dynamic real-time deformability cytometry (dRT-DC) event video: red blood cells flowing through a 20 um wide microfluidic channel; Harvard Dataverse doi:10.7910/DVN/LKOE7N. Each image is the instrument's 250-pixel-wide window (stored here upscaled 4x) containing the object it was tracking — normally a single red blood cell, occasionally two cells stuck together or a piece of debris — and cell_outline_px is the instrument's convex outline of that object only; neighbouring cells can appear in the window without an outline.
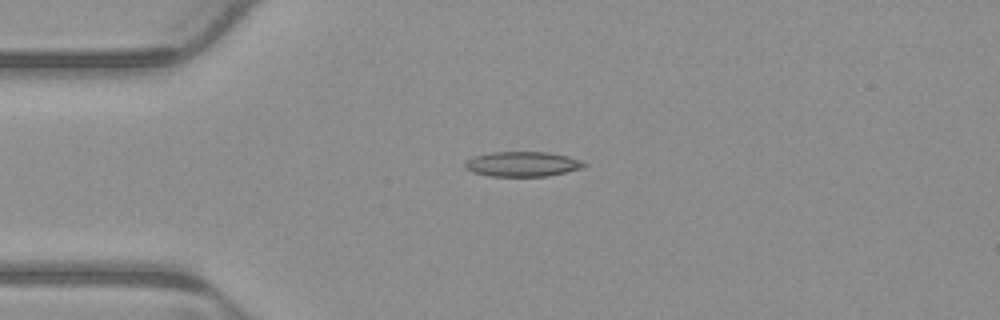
{"species": "common noctule bat (a hibernating species)", "species_latin": "Nyctalus noctula", "temperature_condition": "warm", "stored_images_in_passage": 5, "camera_frame_rate_fps": 3000, "um_per_image_px": 0.085, "animal": {"sex": "male", "body_mass_g": 23.1, "forearm_length_mm": 52.7}, "frame": {"image": 1, "passage_image": 4, "time_ms": 1.0, "image_size_px": [1000, 320], "cell_outline_px": [[588, 164], [584, 168], [548, 176], [492, 176], [472, 172], [464, 168], [464, 164], [468, 160], [476, 156], [492, 152], [548, 152], [568, 156], [580, 160]], "centroid_in_image_um": [44.44, 13.95], "position_along_channel_um": 40.6, "area_um2": 17.28}}